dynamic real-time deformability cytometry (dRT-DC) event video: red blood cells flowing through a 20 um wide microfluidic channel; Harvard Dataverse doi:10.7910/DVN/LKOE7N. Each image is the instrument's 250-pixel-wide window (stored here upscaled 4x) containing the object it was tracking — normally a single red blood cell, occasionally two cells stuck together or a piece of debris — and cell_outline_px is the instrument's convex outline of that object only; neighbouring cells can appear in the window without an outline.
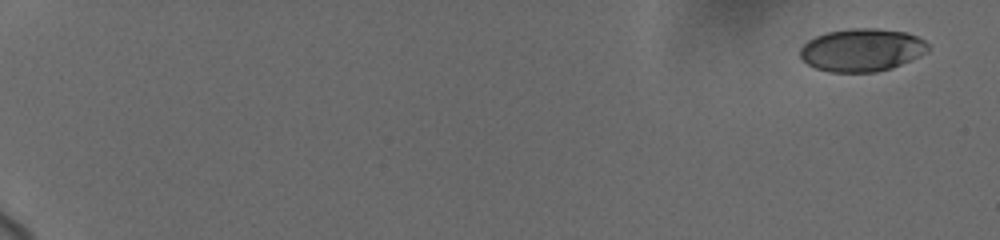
{"species": "human", "species_latin": "Homo sapiens", "temperature_condition": "cold", "stored_images_in_passage": 40, "camera_frame_rate_fps": 3000, "um_per_image_px": 0.085, "donor": {"sex": "female"}, "frame": {"image": 1, "passage_image": 1, "time_ms": 0.0, "image_size_px": [1000, 240], "cell_outline_px": [[928, 52], [920, 56], [892, 68], [876, 72], [828, 72], [816, 68], [808, 64], [800, 56], [800, 48], [808, 40], [816, 36], [828, 32], [848, 28], [876, 28], [908, 32], [924, 40], [928, 44]], "centroid_in_image_um": [73.27, 4.24], "position_along_channel_um": 11.7, "area_um2": 32.08}}
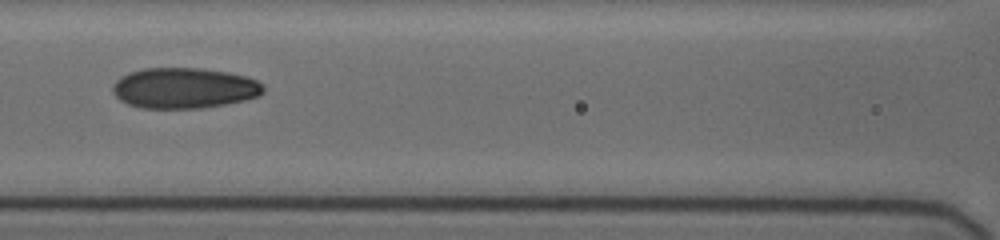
{"frame": {"image": 2, "passage_image": 21, "time_ms": 9.333, "image_size_px": [1000, 240], "cell_outline_px": [[264, 92], [260, 96], [244, 100], [224, 104], [200, 108], [144, 108], [128, 104], [120, 100], [112, 92], [112, 84], [120, 76], [128, 72], [144, 68], [200, 68], [228, 72], [244, 76], [256, 80], [264, 88]], "centroid_in_image_um": [15.62, 7.48], "position_along_channel_um": 151.0, "area_um2": 35.72}}
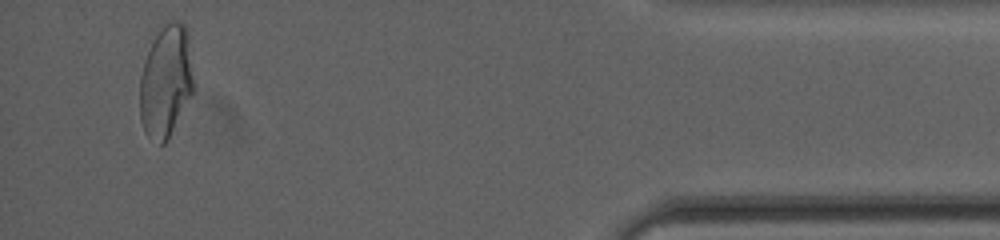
{"frame": {"image": 3, "passage_image": 40, "time_ms": 18.0, "image_size_px": [1000, 240], "cell_outline_px": [[196, 88], [168, 140], [164, 144], [160, 144], [148, 136], [144, 132], [140, 120], [140, 76], [144, 60], [156, 36], [164, 24], [172, 20], [180, 20], [184, 24], [188, 32]], "centroid_in_image_um": [14.14, 6.93], "position_along_channel_um": 421.1, "area_um2": 35.78}, "authors_computed_cell_mechanics": {"area_um2": 34.1309, "velocity_mm_per_s": 3.7032, "shape_relaxation_time_tau1_ms": null, "shape_relaxation_time_tau2_ms": 1.7766, "deformation_change_tau1": null, "deformation_change_tau2": 0.0761}}